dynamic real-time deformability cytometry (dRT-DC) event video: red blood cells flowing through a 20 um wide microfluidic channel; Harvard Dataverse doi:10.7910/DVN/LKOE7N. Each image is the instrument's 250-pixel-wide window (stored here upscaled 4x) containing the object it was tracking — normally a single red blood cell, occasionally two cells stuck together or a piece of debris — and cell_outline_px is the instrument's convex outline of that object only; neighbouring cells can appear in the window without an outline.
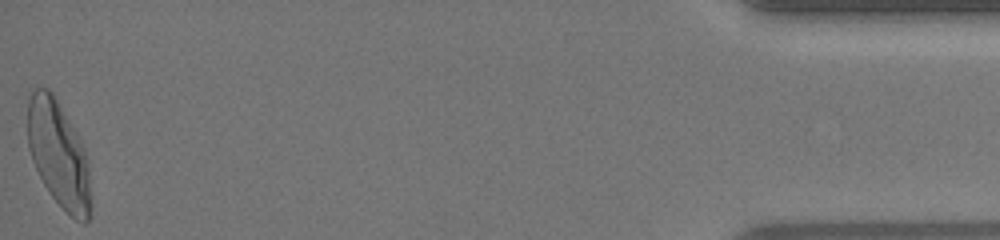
{"species": "human", "species_latin": "Homo sapiens", "temperature_condition": "warm", "stored_images_in_passage": 68, "camera_frame_rate_fps": 3000, "um_per_image_px": 0.085, "donor": {"sex": "female"}, "frame": {"image": 1, "passage_image": 68, "time_ms": 16.333, "image_size_px": [1000, 240], "cell_outline_px": [[92, 216], [84, 224], [76, 220], [48, 192], [32, 160], [28, 148], [28, 96], [32, 88], [48, 88], [52, 92], [76, 132], [84, 148], [88, 168]], "centroid_in_image_um": [4.98, 13.11], "position_along_channel_um": 430.2, "area_um2": 38.96}, "authors_computed_cell_mechanics": {"area_um2": 35.3447, "velocity_mm_per_s": 4.0309, "shape_relaxation_time_tau1_ms": 4.002, "shape_relaxation_time_tau2_ms": null, "deformation_change_tau1": 0.2189, "deformation_change_tau2": null}}